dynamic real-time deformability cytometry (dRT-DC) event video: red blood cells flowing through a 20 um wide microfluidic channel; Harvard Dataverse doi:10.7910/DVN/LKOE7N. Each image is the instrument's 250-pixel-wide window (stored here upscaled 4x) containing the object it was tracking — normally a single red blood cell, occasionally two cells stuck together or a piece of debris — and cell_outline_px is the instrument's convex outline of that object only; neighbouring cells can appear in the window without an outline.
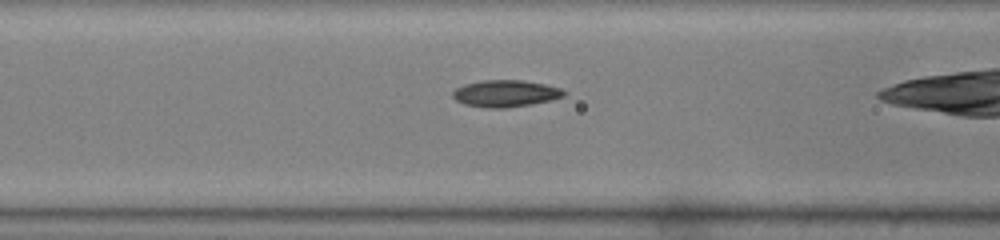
{"species": "common noctule bat (a hibernating species)", "species_latin": "Nyctalus noctula", "temperature_condition": "warm", "stored_images_in_passage": 28, "camera_frame_rate_fps": 3000, "um_per_image_px": 0.085, "animal": {"sex": "male", "body_mass_g": 19.0, "forearm_length_mm": 50.8}, "frame": {"image": 1, "passage_image": 9, "time_ms": 2.667, "image_size_px": [1000, 240], "cell_outline_px": [[568, 92], [564, 96], [552, 100], [504, 108], [488, 108], [464, 104], [456, 100], [452, 96], [452, 92], [456, 88], [464, 84], [480, 80], [524, 80], [544, 84], [560, 88]], "centroid_in_image_um": [42.96, 7.93], "position_along_channel_um": 123.6, "area_um2": 17.4}}
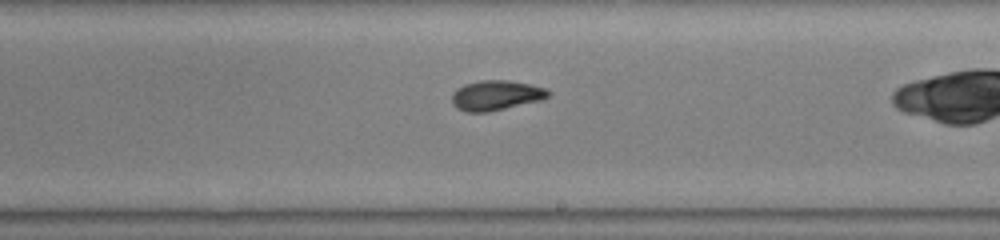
{"frame": {"image": 2, "passage_image": 18, "time_ms": 5.667, "image_size_px": [1000, 240], "cell_outline_px": [[552, 92], [544, 100], [488, 112], [468, 112], [456, 108], [452, 104], [452, 92], [456, 88], [464, 84], [480, 80], [508, 80], [548, 88]], "centroid_in_image_um": [42.18, 8.1], "position_along_channel_um": 246.8, "area_um2": 17.11}}
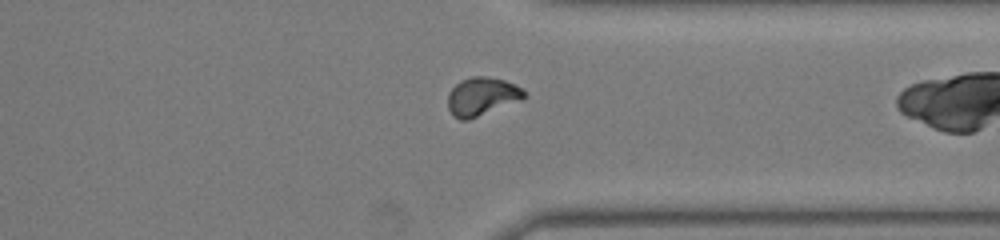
{"frame": {"image": 3, "passage_image": 27, "time_ms": 8.667, "image_size_px": [1000, 240], "cell_outline_px": [[528, 96], [520, 100], [468, 120], [460, 120], [452, 116], [448, 108], [448, 92], [460, 80], [472, 76], [488, 76], [504, 80], [528, 92]], "centroid_in_image_um": [40.94, 8.2], "position_along_channel_um": 370.5, "area_um2": 17.05}}